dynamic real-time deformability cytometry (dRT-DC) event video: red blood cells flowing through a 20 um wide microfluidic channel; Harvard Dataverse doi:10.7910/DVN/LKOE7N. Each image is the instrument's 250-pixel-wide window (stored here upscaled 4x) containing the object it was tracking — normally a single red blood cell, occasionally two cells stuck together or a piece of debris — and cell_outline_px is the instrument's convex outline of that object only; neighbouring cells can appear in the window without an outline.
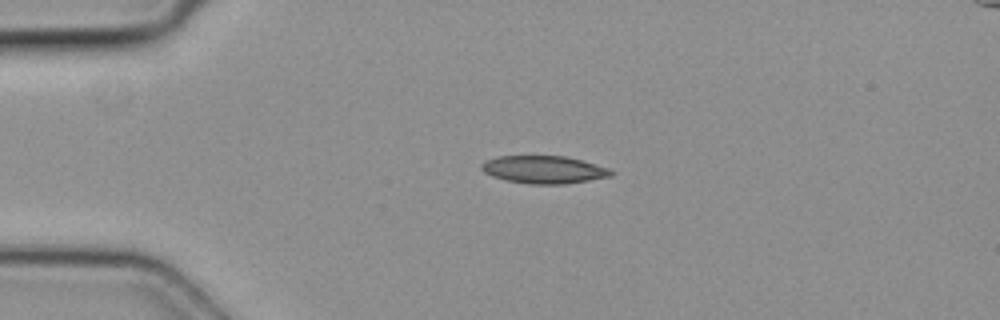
{"species": "common noctule bat (a hibernating species)", "species_latin": "Nyctalus noctula", "temperature_condition": "cold", "stored_images_in_passage": 4, "camera_frame_rate_fps": 3000, "um_per_image_px": 0.085, "animal": {"sex": "female", "body_mass_g": 19.3, "forearm_length_mm": 54.1}, "frame": {"image": 1, "passage_image": 2, "time_ms": 0.333, "image_size_px": [1000, 320], "cell_outline_px": [[612, 176], [564, 184], [528, 184], [508, 180], [492, 176], [484, 172], [480, 168], [480, 164], [488, 160], [500, 156], [564, 156], [580, 160], [608, 168], [612, 172]], "centroid_in_image_um": [46.2, 14.42], "position_along_channel_um": 38.8, "area_um2": 20.58}}